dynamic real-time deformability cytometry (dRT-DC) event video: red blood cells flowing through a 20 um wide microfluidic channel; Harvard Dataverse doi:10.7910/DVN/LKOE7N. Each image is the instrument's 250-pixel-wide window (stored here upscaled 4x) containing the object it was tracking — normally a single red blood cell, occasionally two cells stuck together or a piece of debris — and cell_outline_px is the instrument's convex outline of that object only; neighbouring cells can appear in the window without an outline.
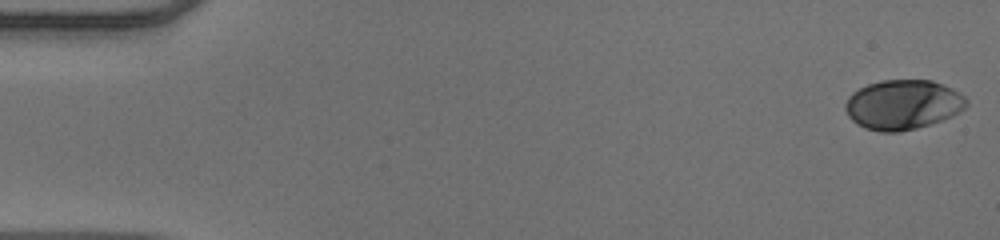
{"species": "human", "species_latin": "Homo sapiens", "temperature_condition": "warm", "stored_images_in_passage": 51, "camera_frame_rate_fps": 3000, "um_per_image_px": 0.085, "donor": {"sex": "male"}, "frame": {"image": 1, "passage_image": 1, "time_ms": 0.0, "image_size_px": [1000, 240], "cell_outline_px": [[968, 104], [960, 112], [952, 116], [916, 128], [900, 132], [880, 132], [864, 128], [856, 124], [848, 116], [844, 108], [844, 104], [848, 96], [852, 92], [868, 84], [880, 80], [932, 80], [944, 84], [960, 92], [968, 100]], "centroid_in_image_um": [76.73, 8.89], "position_along_channel_um": 8.3, "area_um2": 35.37}}
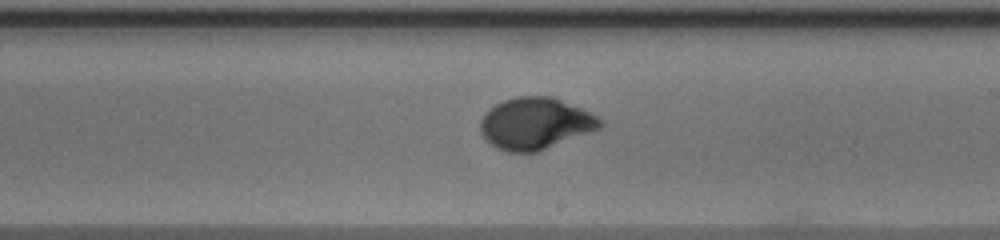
{"frame": {"image": 2, "passage_image": 30, "time_ms": 9.667, "image_size_px": [1000, 240], "cell_outline_px": [[604, 124], [600, 128], [540, 152], [508, 152], [496, 148], [480, 132], [480, 120], [484, 112], [496, 104], [504, 100], [516, 96], [552, 96], [580, 108], [604, 120]], "centroid_in_image_um": [45.5, 10.5], "position_along_channel_um": 243.5, "area_um2": 36.18}}
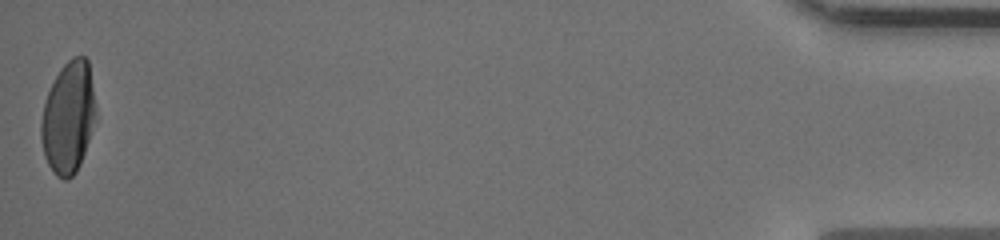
{"frame": {"image": 3, "passage_image": 51, "time_ms": 16.667, "image_size_px": [1000, 240], "cell_outline_px": [[96, 116], [80, 164], [76, 172], [68, 180], [64, 180], [56, 176], [52, 172], [44, 156], [40, 136], [40, 124], [44, 104], [48, 92], [60, 68], [72, 56], [84, 56], [88, 60], [96, 104]], "centroid_in_image_um": [5.8, 9.99], "position_along_channel_um": 429.4, "area_um2": 35.72}, "authors_computed_cell_mechanics": {"area_um2": 35.3158, "velocity_mm_per_s": 4.0112, "shape_relaxation_time_tau1_ms": 4.3802, "shape_relaxation_time_tau2_ms": null, "deformation_change_tau1": 0.1978, "deformation_change_tau2": null}}